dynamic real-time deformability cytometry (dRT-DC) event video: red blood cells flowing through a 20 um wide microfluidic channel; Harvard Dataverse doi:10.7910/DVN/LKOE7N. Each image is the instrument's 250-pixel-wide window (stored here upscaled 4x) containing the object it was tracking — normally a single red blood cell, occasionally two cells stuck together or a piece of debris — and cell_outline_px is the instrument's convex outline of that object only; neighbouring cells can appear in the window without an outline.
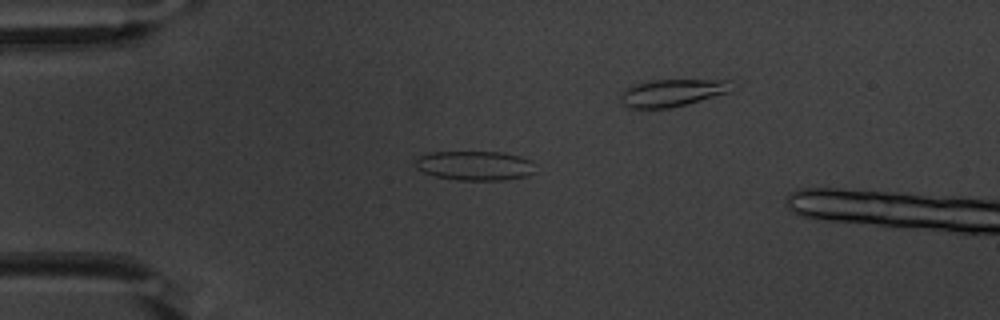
{"species": "common noctule bat (a hibernating species)", "species_latin": "Nyctalus noctula", "temperature_condition": "warm", "stored_images_in_passage": 4, "camera_frame_rate_fps": 3000, "um_per_image_px": 0.085, "animal": {"sex": "male", "body_mass_g": 20.1, "forearm_length_mm": 53.5}, "frame": {"image": 1, "passage_image": 2, "time_ms": 0.333, "image_size_px": [1000, 320], "cell_outline_px": [[536, 172], [528, 176], [504, 180], [456, 180], [436, 176], [424, 172], [416, 168], [416, 160], [420, 156], [432, 152], [500, 152], [520, 156], [532, 160]], "centroid_in_image_um": [40.42, 14.08], "position_along_channel_um": 44.6, "area_um2": 20.63}}